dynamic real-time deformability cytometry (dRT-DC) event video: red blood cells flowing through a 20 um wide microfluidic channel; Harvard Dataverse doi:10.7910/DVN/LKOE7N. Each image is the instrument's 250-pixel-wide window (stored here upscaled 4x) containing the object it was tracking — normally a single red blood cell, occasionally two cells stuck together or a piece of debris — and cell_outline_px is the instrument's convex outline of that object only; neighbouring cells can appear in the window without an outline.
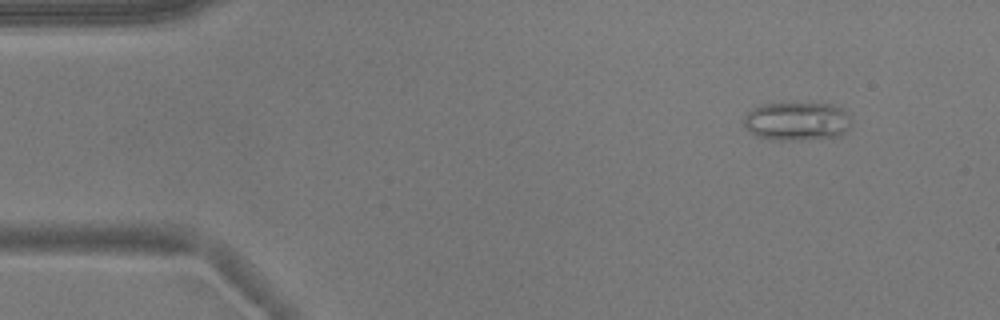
{"species": "common noctule bat (a hibernating species)", "species_latin": "Nyctalus noctula", "temperature_condition": "warm", "stored_images_in_passage": 5, "camera_frame_rate_fps": 3000, "um_per_image_px": 0.085, "animal": {"sex": "male", "body_mass_g": 17.9}, "frame": {"image": 1, "passage_image": 2, "time_ms": 1.333, "image_size_px": [1000, 320], "cell_outline_px": [[852, 124], [848, 132], [840, 136], [808, 140], [772, 140], [756, 136], [744, 124], [744, 116], [752, 108], [760, 104], [796, 100], [832, 104], [844, 108], [852, 120]], "centroid_in_image_um": [67.8, 10.26], "position_along_channel_um": 17.2, "area_um2": 25.55}}